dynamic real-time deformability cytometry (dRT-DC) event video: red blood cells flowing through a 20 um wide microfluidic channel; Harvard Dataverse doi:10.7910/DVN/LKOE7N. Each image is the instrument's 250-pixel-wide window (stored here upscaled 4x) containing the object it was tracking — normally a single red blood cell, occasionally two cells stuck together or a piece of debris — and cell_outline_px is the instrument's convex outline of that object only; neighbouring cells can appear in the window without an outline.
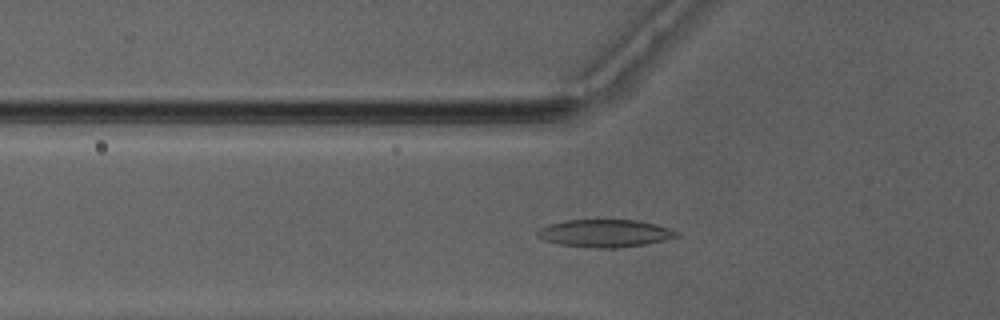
{"species": "Egyptian fruit bat (a non-hibernating species)", "species_latin": "Rousettus aegyptiacus", "temperature_condition": "warm", "stored_images_in_passage": 34, "camera_frame_rate_fps": 3000, "um_per_image_px": 0.085, "animal": {"sex": "male"}, "frame": {"image": 1, "passage_image": 6, "time_ms": 1.667, "image_size_px": [1000, 320], "cell_outline_px": [[680, 236], [648, 244], [616, 248], [592, 248], [556, 244], [544, 240], [536, 236], [536, 232], [540, 228], [548, 224], [564, 220], [636, 220], [668, 228], [680, 232]], "centroid_in_image_um": [51.38, 19.84], "position_along_channel_um": 74.4, "area_um2": 22.54}}
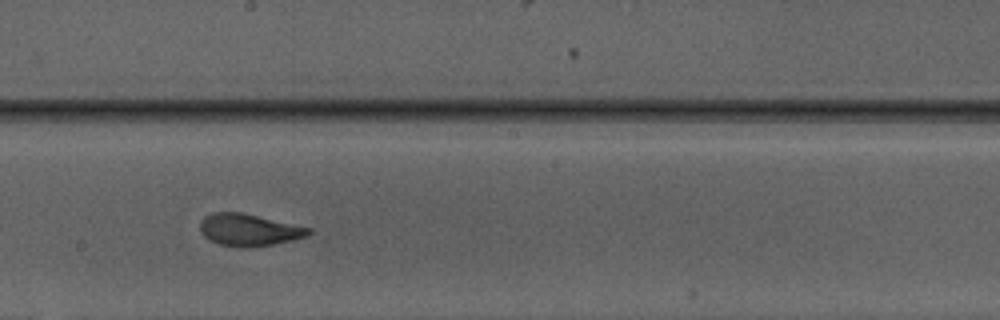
{"frame": {"image": 2, "passage_image": 17, "time_ms": 5.333, "image_size_px": [1000, 320], "cell_outline_px": [[316, 236], [272, 244], [220, 244], [204, 236], [200, 232], [200, 220], [204, 216], [212, 212], [240, 212], [312, 228]], "centroid_in_image_um": [21.25, 19.49], "position_along_channel_um": 226.9, "area_um2": 19.77}}
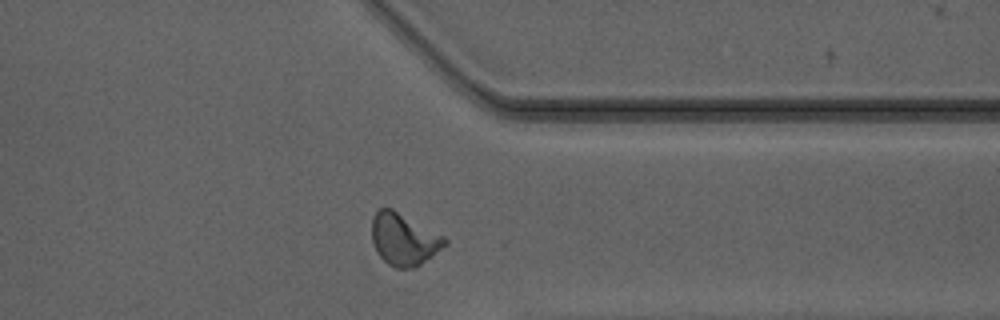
{"frame": {"image": 3, "passage_image": 28, "time_ms": 9.0, "image_size_px": [1000, 320], "cell_outline_px": [[448, 244], [416, 268], [396, 268], [388, 264], [376, 252], [372, 240], [372, 220], [376, 212], [380, 208], [392, 208], [444, 236], [448, 240]], "centroid_in_image_um": [34.34, 20.35], "position_along_channel_um": 377.1, "area_um2": 22.14}}